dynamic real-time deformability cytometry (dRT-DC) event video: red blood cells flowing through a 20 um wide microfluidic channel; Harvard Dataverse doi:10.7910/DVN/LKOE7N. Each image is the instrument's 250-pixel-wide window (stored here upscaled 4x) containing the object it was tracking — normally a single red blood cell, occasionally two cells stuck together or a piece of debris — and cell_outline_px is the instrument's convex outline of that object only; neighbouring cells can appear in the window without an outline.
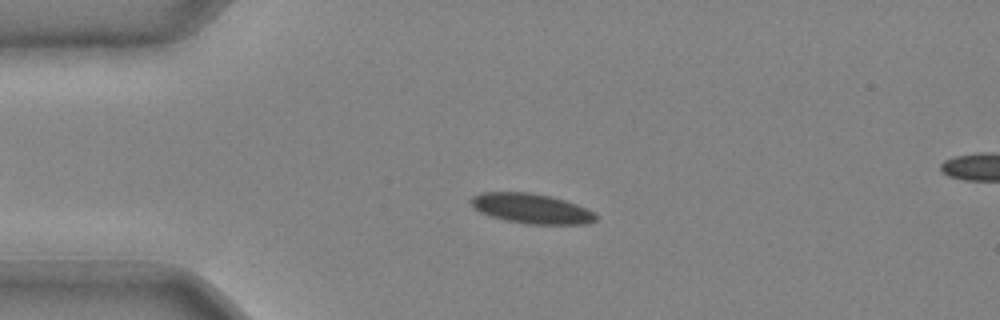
{"species": "common noctule bat (a hibernating species)", "species_latin": "Nyctalus noctula", "temperature_condition": "cold", "stored_images_in_passage": 41, "camera_frame_rate_fps": 3000, "um_per_image_px": 0.085, "animal": {"sex": "male", "body_mass_g": 20.4}, "frame": {"image": 1, "passage_image": 9, "time_ms": 2.667, "image_size_px": [1000, 320], "cell_outline_px": [[600, 216], [596, 220], [588, 224], [528, 224], [508, 220], [492, 216], [480, 212], [472, 204], [472, 196], [484, 192], [532, 192], [552, 196], [588, 208], [596, 212]], "centroid_in_image_um": [45.27, 17.72], "position_along_channel_um": 39.7, "area_um2": 21.79}}
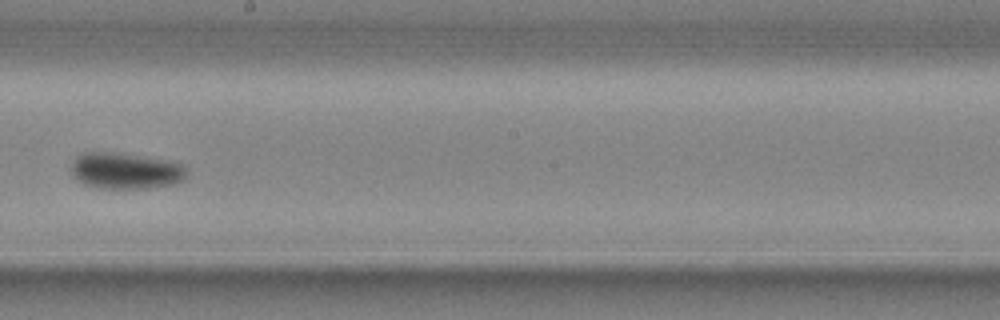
{"frame": {"image": 2, "passage_image": 24, "time_ms": 7.667, "image_size_px": [1000, 320], "cell_outline_px": [[184, 180], [172, 184], [148, 188], [96, 188], [84, 184], [76, 180], [72, 176], [72, 160], [80, 152], [120, 152], [168, 160], [184, 164]], "centroid_in_image_um": [10.62, 14.5], "position_along_channel_um": 237.6, "area_um2": 24.68}}
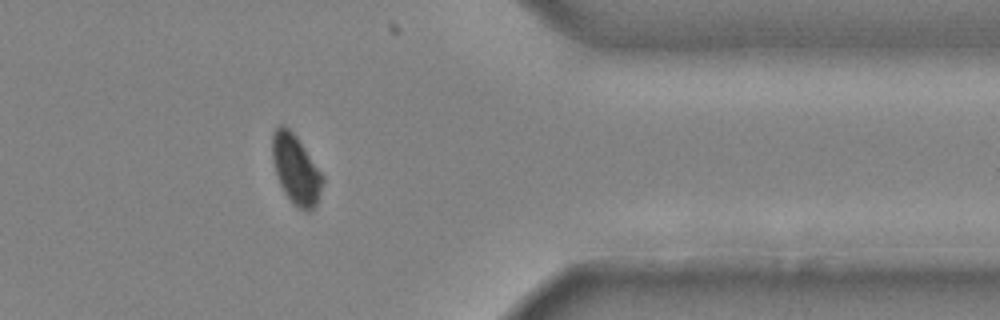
{"frame": {"image": 3, "passage_image": 35, "time_ms": 11.333, "image_size_px": [1000, 320], "cell_outline_px": [[324, 180], [316, 204], [308, 212], [304, 212], [296, 208], [292, 204], [284, 192], [280, 184], [276, 172], [272, 156], [272, 132], [280, 124], [284, 124], [296, 136], [324, 176]], "centroid_in_image_um": [25.14, 14.42], "position_along_channel_um": 386.3, "area_um2": 20.29}}